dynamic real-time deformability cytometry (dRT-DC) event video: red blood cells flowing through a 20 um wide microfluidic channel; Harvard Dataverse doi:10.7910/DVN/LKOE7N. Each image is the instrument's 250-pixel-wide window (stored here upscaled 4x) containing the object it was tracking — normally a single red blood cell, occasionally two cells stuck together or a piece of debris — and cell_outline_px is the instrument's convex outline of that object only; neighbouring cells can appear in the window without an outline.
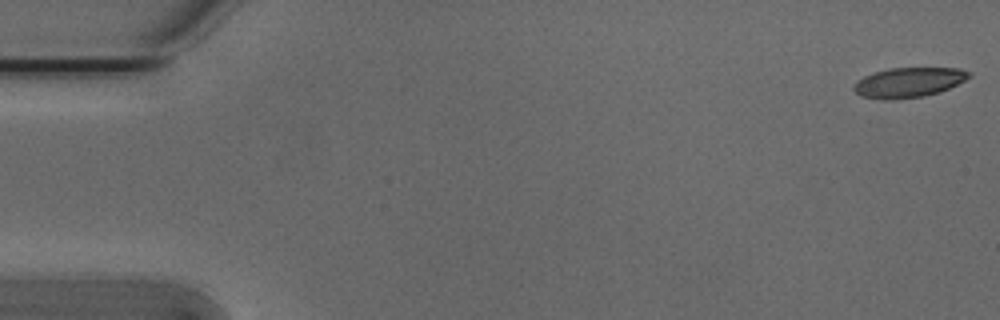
{"species": "Egyptian fruit bat (a non-hibernating species)", "species_latin": "Rousettus aegyptiacus", "temperature_condition": "cold", "stored_images_in_passage": 54, "camera_frame_rate_fps": 3000, "um_per_image_px": 0.085, "animal": {"sex": "male"}, "frame": {"image": 1, "passage_image": 1, "time_ms": 0.0, "image_size_px": [1000, 320], "cell_outline_px": [[972, 76], [940, 92], [924, 96], [892, 100], [884, 100], [860, 96], [852, 88], [856, 80], [864, 76], [888, 68], [960, 68], [972, 72]], "centroid_in_image_um": [77.22, 7.01], "position_along_channel_um": 7.8, "area_um2": 20.17}}
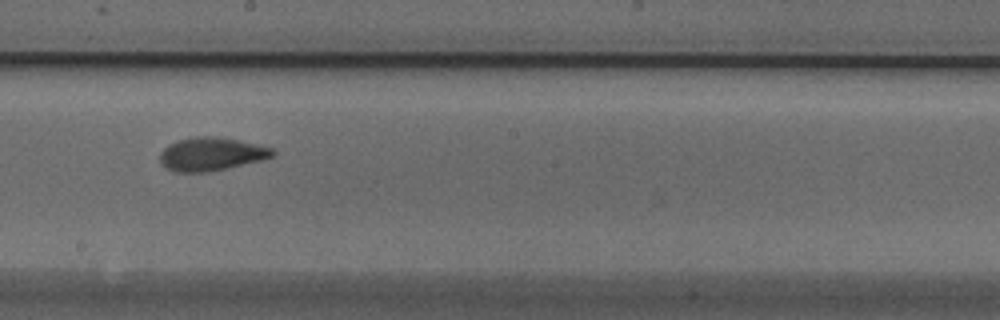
{"frame": {"image": 2, "passage_image": 30, "time_ms": 9.667, "image_size_px": [1000, 320], "cell_outline_px": [[276, 156], [264, 160], [208, 172], [176, 172], [160, 164], [160, 152], [168, 144], [176, 140], [196, 136], [216, 136], [260, 144], [272, 148], [276, 152]], "centroid_in_image_um": [17.99, 13.09], "position_along_channel_um": 230.2, "area_um2": 22.2}}
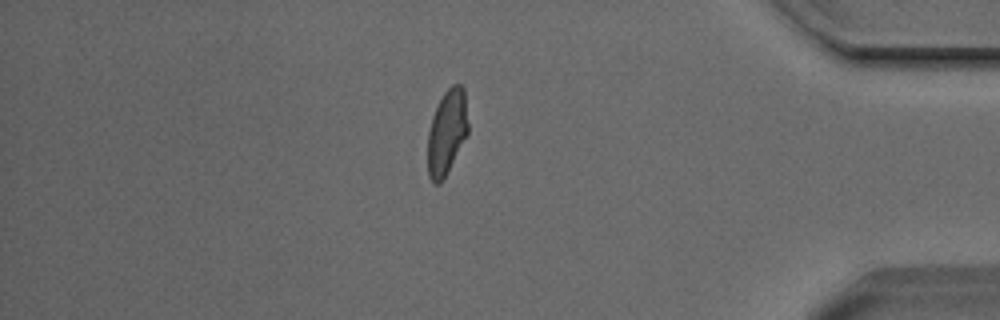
{"frame": {"image": 3, "passage_image": 46, "time_ms": 15.0, "image_size_px": [1000, 320], "cell_outline_px": [[468, 132], [440, 184], [432, 184], [428, 176], [428, 132], [432, 116], [444, 92], [452, 84], [460, 84], [464, 88], [468, 124]], "centroid_in_image_um": [37.97, 11.22], "position_along_channel_um": 397.2, "area_um2": 19.71}, "authors_computed_cell_mechanics": {"area_um2": 20.8658, "velocity_mm_per_s": 3.7968, "shape_relaxation_time_tau1_ms": 5.794, "shape_relaxation_time_tau2_ms": 1.6309, "deformation_change_tau1": 0.1575, "deformation_change_tau2": 0.0688}}